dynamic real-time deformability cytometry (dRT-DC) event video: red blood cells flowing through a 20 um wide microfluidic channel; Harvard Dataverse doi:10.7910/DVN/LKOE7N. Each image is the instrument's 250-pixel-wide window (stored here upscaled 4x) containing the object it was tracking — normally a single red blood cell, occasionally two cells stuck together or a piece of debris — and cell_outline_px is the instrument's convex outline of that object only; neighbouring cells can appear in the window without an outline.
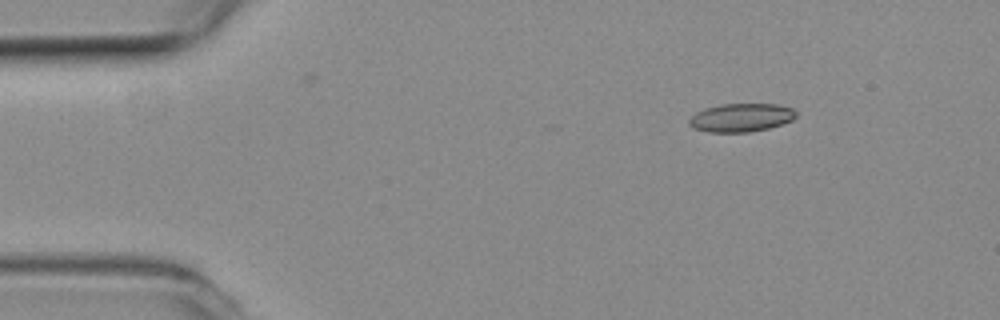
{"species": "common noctule bat (a hibernating species)", "species_latin": "Nyctalus noctula", "temperature_condition": "room temperature", "stored_images_in_passage": 16, "camera_frame_rate_fps": 3000, "um_per_image_px": 0.085, "animal": {"sex": "female", "body_mass_g": 19.3, "forearm_length_mm": 54.1}, "frame": {"image": 1, "passage_image": 1, "time_ms": 0.0, "image_size_px": [1000, 320], "cell_outline_px": [[796, 116], [792, 120], [768, 128], [748, 132], [708, 132], [692, 128], [688, 124], [688, 120], [696, 112], [704, 108], [720, 104], [776, 104], [792, 108], [796, 112]], "centroid_in_image_um": [62.95, 9.99], "position_along_channel_um": 22.0, "area_um2": 17.69}}
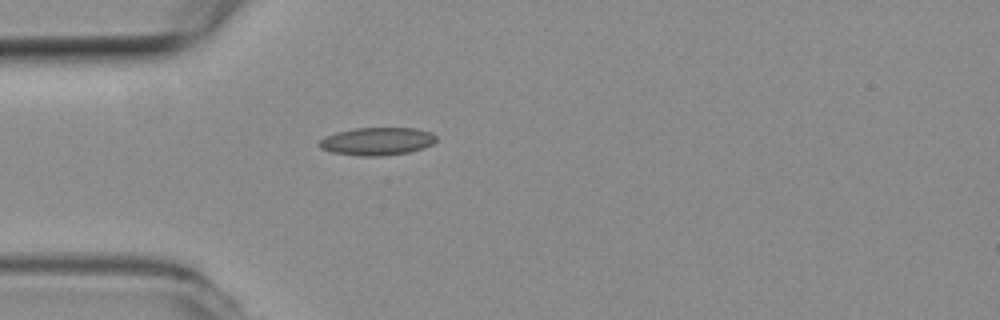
{"frame": {"image": 2, "passage_image": 9, "time_ms": 2.667, "image_size_px": [1000, 320], "cell_outline_px": [[436, 140], [432, 144], [424, 148], [408, 152], [376, 156], [364, 156], [332, 152], [320, 148], [316, 144], [324, 136], [336, 132], [356, 128], [416, 128], [432, 132], [436, 136]], "centroid_in_image_um": [32.04, 12.0], "position_along_channel_um": 53.0, "area_um2": 18.96}}
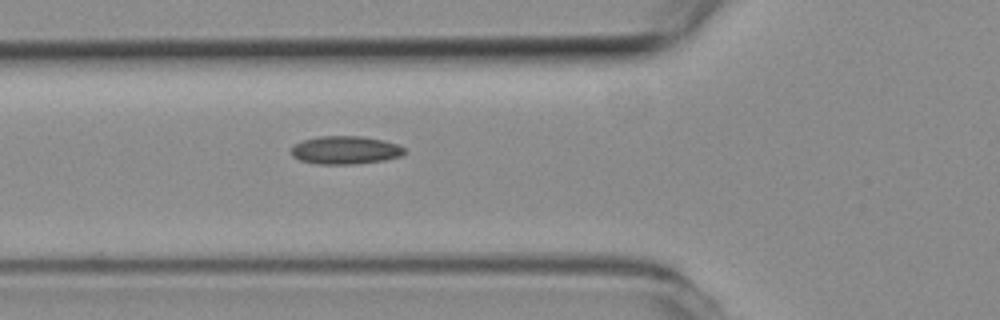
{"frame": {"image": 3, "passage_image": 13, "time_ms": 4.0, "image_size_px": [1000, 320], "cell_outline_px": [[408, 152], [400, 156], [384, 160], [352, 164], [316, 164], [300, 160], [292, 156], [292, 148], [296, 144], [304, 140], [320, 136], [360, 136], [384, 140], [400, 144]], "centroid_in_image_um": [29.4, 12.76], "position_along_channel_um": 96.4, "area_um2": 18.55}}